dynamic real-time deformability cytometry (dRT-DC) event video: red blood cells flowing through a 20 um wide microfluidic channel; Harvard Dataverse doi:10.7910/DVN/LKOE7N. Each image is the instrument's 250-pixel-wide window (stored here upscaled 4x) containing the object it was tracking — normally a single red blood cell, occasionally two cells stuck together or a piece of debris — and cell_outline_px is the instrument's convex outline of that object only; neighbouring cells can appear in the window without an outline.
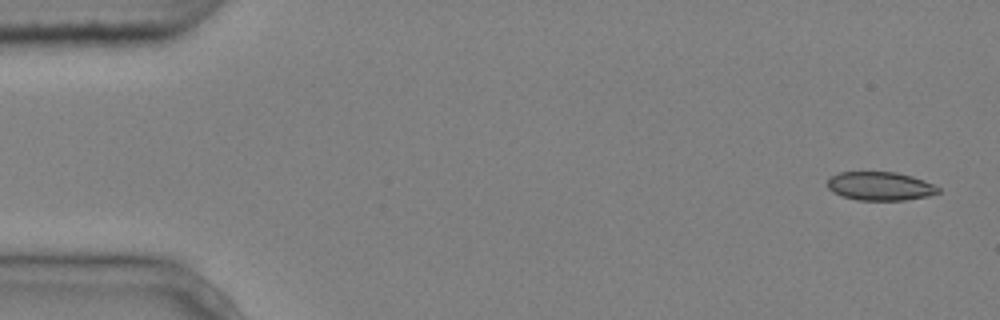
{"species": "common noctule bat (a hibernating species)", "species_latin": "Nyctalus noctula", "temperature_condition": "cold", "stored_images_in_passage": 7, "camera_frame_rate_fps": 3000, "um_per_image_px": 0.085, "animal": {"sex": "male", "body_mass_g": 20.4}, "frame": {"image": 1, "passage_image": 1, "time_ms": 0.0, "image_size_px": [1000, 320], "cell_outline_px": [[940, 192], [928, 196], [904, 200], [856, 200], [832, 192], [828, 188], [828, 180], [832, 176], [840, 172], [896, 172], [912, 176], [924, 180], [940, 188]], "centroid_in_image_um": [74.82, 15.82], "position_along_channel_um": 10.2, "area_um2": 18.38}}